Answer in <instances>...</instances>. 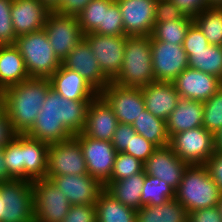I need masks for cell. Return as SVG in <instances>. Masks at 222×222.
<instances>
[{
	"instance_id": "obj_1",
	"label": "cell",
	"mask_w": 222,
	"mask_h": 222,
	"mask_svg": "<svg viewBox=\"0 0 222 222\" xmlns=\"http://www.w3.org/2000/svg\"><path fill=\"white\" fill-rule=\"evenodd\" d=\"M90 102L69 100L51 88L34 125L26 135L53 144L80 134L85 126Z\"/></svg>"
},
{
	"instance_id": "obj_2",
	"label": "cell",
	"mask_w": 222,
	"mask_h": 222,
	"mask_svg": "<svg viewBox=\"0 0 222 222\" xmlns=\"http://www.w3.org/2000/svg\"><path fill=\"white\" fill-rule=\"evenodd\" d=\"M51 85L48 78H28L3 90L2 108L17 134H26L34 125Z\"/></svg>"
},
{
	"instance_id": "obj_3",
	"label": "cell",
	"mask_w": 222,
	"mask_h": 222,
	"mask_svg": "<svg viewBox=\"0 0 222 222\" xmlns=\"http://www.w3.org/2000/svg\"><path fill=\"white\" fill-rule=\"evenodd\" d=\"M221 190L206 165H188L175 199L189 212L219 205Z\"/></svg>"
},
{
	"instance_id": "obj_4",
	"label": "cell",
	"mask_w": 222,
	"mask_h": 222,
	"mask_svg": "<svg viewBox=\"0 0 222 222\" xmlns=\"http://www.w3.org/2000/svg\"><path fill=\"white\" fill-rule=\"evenodd\" d=\"M112 82L132 88L155 82L150 36H127L122 67Z\"/></svg>"
},
{
	"instance_id": "obj_5",
	"label": "cell",
	"mask_w": 222,
	"mask_h": 222,
	"mask_svg": "<svg viewBox=\"0 0 222 222\" xmlns=\"http://www.w3.org/2000/svg\"><path fill=\"white\" fill-rule=\"evenodd\" d=\"M15 46L24 59L26 70L32 78H50L61 66L44 29L17 36Z\"/></svg>"
},
{
	"instance_id": "obj_6",
	"label": "cell",
	"mask_w": 222,
	"mask_h": 222,
	"mask_svg": "<svg viewBox=\"0 0 222 222\" xmlns=\"http://www.w3.org/2000/svg\"><path fill=\"white\" fill-rule=\"evenodd\" d=\"M0 222H34L32 181L0 183Z\"/></svg>"
},
{
	"instance_id": "obj_7",
	"label": "cell",
	"mask_w": 222,
	"mask_h": 222,
	"mask_svg": "<svg viewBox=\"0 0 222 222\" xmlns=\"http://www.w3.org/2000/svg\"><path fill=\"white\" fill-rule=\"evenodd\" d=\"M169 145L188 165H205L215 153V135L203 126L174 134Z\"/></svg>"
},
{
	"instance_id": "obj_8",
	"label": "cell",
	"mask_w": 222,
	"mask_h": 222,
	"mask_svg": "<svg viewBox=\"0 0 222 222\" xmlns=\"http://www.w3.org/2000/svg\"><path fill=\"white\" fill-rule=\"evenodd\" d=\"M34 222H62L71 204L51 179L32 181Z\"/></svg>"
},
{
	"instance_id": "obj_9",
	"label": "cell",
	"mask_w": 222,
	"mask_h": 222,
	"mask_svg": "<svg viewBox=\"0 0 222 222\" xmlns=\"http://www.w3.org/2000/svg\"><path fill=\"white\" fill-rule=\"evenodd\" d=\"M71 174H88L80 142L74 136L65 141L49 144L46 178Z\"/></svg>"
},
{
	"instance_id": "obj_10",
	"label": "cell",
	"mask_w": 222,
	"mask_h": 222,
	"mask_svg": "<svg viewBox=\"0 0 222 222\" xmlns=\"http://www.w3.org/2000/svg\"><path fill=\"white\" fill-rule=\"evenodd\" d=\"M74 137L80 142L88 174L104 185L110 179L117 155L112 142L94 139L82 132Z\"/></svg>"
},
{
	"instance_id": "obj_11",
	"label": "cell",
	"mask_w": 222,
	"mask_h": 222,
	"mask_svg": "<svg viewBox=\"0 0 222 222\" xmlns=\"http://www.w3.org/2000/svg\"><path fill=\"white\" fill-rule=\"evenodd\" d=\"M127 36L100 35L95 32L85 34L83 39L99 62L102 73L112 81L119 73L123 63Z\"/></svg>"
},
{
	"instance_id": "obj_12",
	"label": "cell",
	"mask_w": 222,
	"mask_h": 222,
	"mask_svg": "<svg viewBox=\"0 0 222 222\" xmlns=\"http://www.w3.org/2000/svg\"><path fill=\"white\" fill-rule=\"evenodd\" d=\"M154 79L158 82H173L188 68V56L181 44L151 40Z\"/></svg>"
},
{
	"instance_id": "obj_13",
	"label": "cell",
	"mask_w": 222,
	"mask_h": 222,
	"mask_svg": "<svg viewBox=\"0 0 222 222\" xmlns=\"http://www.w3.org/2000/svg\"><path fill=\"white\" fill-rule=\"evenodd\" d=\"M43 29L61 62L84 36L77 17L58 15L54 12L48 15Z\"/></svg>"
},
{
	"instance_id": "obj_14",
	"label": "cell",
	"mask_w": 222,
	"mask_h": 222,
	"mask_svg": "<svg viewBox=\"0 0 222 222\" xmlns=\"http://www.w3.org/2000/svg\"><path fill=\"white\" fill-rule=\"evenodd\" d=\"M99 94L111 106L119 123L132 125L146 110L141 88L122 87L111 81Z\"/></svg>"
},
{
	"instance_id": "obj_15",
	"label": "cell",
	"mask_w": 222,
	"mask_h": 222,
	"mask_svg": "<svg viewBox=\"0 0 222 222\" xmlns=\"http://www.w3.org/2000/svg\"><path fill=\"white\" fill-rule=\"evenodd\" d=\"M121 10L126 36H150L157 0H115Z\"/></svg>"
},
{
	"instance_id": "obj_16",
	"label": "cell",
	"mask_w": 222,
	"mask_h": 222,
	"mask_svg": "<svg viewBox=\"0 0 222 222\" xmlns=\"http://www.w3.org/2000/svg\"><path fill=\"white\" fill-rule=\"evenodd\" d=\"M61 64L79 73L99 93L111 82L100 70L99 62L84 39L71 50Z\"/></svg>"
},
{
	"instance_id": "obj_17",
	"label": "cell",
	"mask_w": 222,
	"mask_h": 222,
	"mask_svg": "<svg viewBox=\"0 0 222 222\" xmlns=\"http://www.w3.org/2000/svg\"><path fill=\"white\" fill-rule=\"evenodd\" d=\"M188 164L182 161L170 145L157 147L144 162V173L164 180L175 191Z\"/></svg>"
},
{
	"instance_id": "obj_18",
	"label": "cell",
	"mask_w": 222,
	"mask_h": 222,
	"mask_svg": "<svg viewBox=\"0 0 222 222\" xmlns=\"http://www.w3.org/2000/svg\"><path fill=\"white\" fill-rule=\"evenodd\" d=\"M181 98L204 102L222 86V80L194 68H186L172 82Z\"/></svg>"
},
{
	"instance_id": "obj_19",
	"label": "cell",
	"mask_w": 222,
	"mask_h": 222,
	"mask_svg": "<svg viewBox=\"0 0 222 222\" xmlns=\"http://www.w3.org/2000/svg\"><path fill=\"white\" fill-rule=\"evenodd\" d=\"M51 180L71 205L95 204L104 186L89 174L53 176Z\"/></svg>"
},
{
	"instance_id": "obj_20",
	"label": "cell",
	"mask_w": 222,
	"mask_h": 222,
	"mask_svg": "<svg viewBox=\"0 0 222 222\" xmlns=\"http://www.w3.org/2000/svg\"><path fill=\"white\" fill-rule=\"evenodd\" d=\"M118 123L111 106L98 94L89 103L82 133L94 139L111 142Z\"/></svg>"
},
{
	"instance_id": "obj_21",
	"label": "cell",
	"mask_w": 222,
	"mask_h": 222,
	"mask_svg": "<svg viewBox=\"0 0 222 222\" xmlns=\"http://www.w3.org/2000/svg\"><path fill=\"white\" fill-rule=\"evenodd\" d=\"M50 13L39 0H13L11 19L16 36L42 30Z\"/></svg>"
},
{
	"instance_id": "obj_22",
	"label": "cell",
	"mask_w": 222,
	"mask_h": 222,
	"mask_svg": "<svg viewBox=\"0 0 222 222\" xmlns=\"http://www.w3.org/2000/svg\"><path fill=\"white\" fill-rule=\"evenodd\" d=\"M51 88L62 97L76 101H92L99 92L79 73L61 66L49 78Z\"/></svg>"
},
{
	"instance_id": "obj_23",
	"label": "cell",
	"mask_w": 222,
	"mask_h": 222,
	"mask_svg": "<svg viewBox=\"0 0 222 222\" xmlns=\"http://www.w3.org/2000/svg\"><path fill=\"white\" fill-rule=\"evenodd\" d=\"M145 108L155 117L167 120L180 98L172 82H151L141 88Z\"/></svg>"
},
{
	"instance_id": "obj_24",
	"label": "cell",
	"mask_w": 222,
	"mask_h": 222,
	"mask_svg": "<svg viewBox=\"0 0 222 222\" xmlns=\"http://www.w3.org/2000/svg\"><path fill=\"white\" fill-rule=\"evenodd\" d=\"M203 114V102L180 97L176 108L166 120L169 137L203 126Z\"/></svg>"
},
{
	"instance_id": "obj_25",
	"label": "cell",
	"mask_w": 222,
	"mask_h": 222,
	"mask_svg": "<svg viewBox=\"0 0 222 222\" xmlns=\"http://www.w3.org/2000/svg\"><path fill=\"white\" fill-rule=\"evenodd\" d=\"M30 78L24 59L15 45L0 46V91Z\"/></svg>"
},
{
	"instance_id": "obj_26",
	"label": "cell",
	"mask_w": 222,
	"mask_h": 222,
	"mask_svg": "<svg viewBox=\"0 0 222 222\" xmlns=\"http://www.w3.org/2000/svg\"><path fill=\"white\" fill-rule=\"evenodd\" d=\"M48 150V143L24 134V180L46 178Z\"/></svg>"
},
{
	"instance_id": "obj_27",
	"label": "cell",
	"mask_w": 222,
	"mask_h": 222,
	"mask_svg": "<svg viewBox=\"0 0 222 222\" xmlns=\"http://www.w3.org/2000/svg\"><path fill=\"white\" fill-rule=\"evenodd\" d=\"M144 170L126 179L119 181H107L104 189L123 205L134 210L141 208V194L144 185Z\"/></svg>"
},
{
	"instance_id": "obj_28",
	"label": "cell",
	"mask_w": 222,
	"mask_h": 222,
	"mask_svg": "<svg viewBox=\"0 0 222 222\" xmlns=\"http://www.w3.org/2000/svg\"><path fill=\"white\" fill-rule=\"evenodd\" d=\"M136 222H188V211L174 198L162 205L142 206Z\"/></svg>"
},
{
	"instance_id": "obj_29",
	"label": "cell",
	"mask_w": 222,
	"mask_h": 222,
	"mask_svg": "<svg viewBox=\"0 0 222 222\" xmlns=\"http://www.w3.org/2000/svg\"><path fill=\"white\" fill-rule=\"evenodd\" d=\"M97 222H136L137 211L123 205L103 189L95 203Z\"/></svg>"
},
{
	"instance_id": "obj_30",
	"label": "cell",
	"mask_w": 222,
	"mask_h": 222,
	"mask_svg": "<svg viewBox=\"0 0 222 222\" xmlns=\"http://www.w3.org/2000/svg\"><path fill=\"white\" fill-rule=\"evenodd\" d=\"M137 134L152 142L157 147L169 145L170 137L167 132L166 121L155 117L148 110H144L132 124Z\"/></svg>"
},
{
	"instance_id": "obj_31",
	"label": "cell",
	"mask_w": 222,
	"mask_h": 222,
	"mask_svg": "<svg viewBox=\"0 0 222 222\" xmlns=\"http://www.w3.org/2000/svg\"><path fill=\"white\" fill-rule=\"evenodd\" d=\"M188 56V67L207 74L214 75L222 80V46L209 45L205 49L185 50Z\"/></svg>"
},
{
	"instance_id": "obj_32",
	"label": "cell",
	"mask_w": 222,
	"mask_h": 222,
	"mask_svg": "<svg viewBox=\"0 0 222 222\" xmlns=\"http://www.w3.org/2000/svg\"><path fill=\"white\" fill-rule=\"evenodd\" d=\"M193 22L200 28L209 44L222 46V7L203 10Z\"/></svg>"
},
{
	"instance_id": "obj_33",
	"label": "cell",
	"mask_w": 222,
	"mask_h": 222,
	"mask_svg": "<svg viewBox=\"0 0 222 222\" xmlns=\"http://www.w3.org/2000/svg\"><path fill=\"white\" fill-rule=\"evenodd\" d=\"M175 198V190L164 180L145 174L144 185L140 197L141 207L147 205H162Z\"/></svg>"
},
{
	"instance_id": "obj_34",
	"label": "cell",
	"mask_w": 222,
	"mask_h": 222,
	"mask_svg": "<svg viewBox=\"0 0 222 222\" xmlns=\"http://www.w3.org/2000/svg\"><path fill=\"white\" fill-rule=\"evenodd\" d=\"M192 23L193 19L190 17L165 23H155L150 38L151 40L183 45L187 30Z\"/></svg>"
},
{
	"instance_id": "obj_35",
	"label": "cell",
	"mask_w": 222,
	"mask_h": 222,
	"mask_svg": "<svg viewBox=\"0 0 222 222\" xmlns=\"http://www.w3.org/2000/svg\"><path fill=\"white\" fill-rule=\"evenodd\" d=\"M3 151L8 174L13 179L24 180V134H17Z\"/></svg>"
},
{
	"instance_id": "obj_36",
	"label": "cell",
	"mask_w": 222,
	"mask_h": 222,
	"mask_svg": "<svg viewBox=\"0 0 222 222\" xmlns=\"http://www.w3.org/2000/svg\"><path fill=\"white\" fill-rule=\"evenodd\" d=\"M95 33L109 36L125 35L121 10L115 0H104L103 24Z\"/></svg>"
},
{
	"instance_id": "obj_37",
	"label": "cell",
	"mask_w": 222,
	"mask_h": 222,
	"mask_svg": "<svg viewBox=\"0 0 222 222\" xmlns=\"http://www.w3.org/2000/svg\"><path fill=\"white\" fill-rule=\"evenodd\" d=\"M203 127L216 135L222 128V86L203 102Z\"/></svg>"
},
{
	"instance_id": "obj_38",
	"label": "cell",
	"mask_w": 222,
	"mask_h": 222,
	"mask_svg": "<svg viewBox=\"0 0 222 222\" xmlns=\"http://www.w3.org/2000/svg\"><path fill=\"white\" fill-rule=\"evenodd\" d=\"M104 17V0H92L77 16L82 33L95 32L102 24Z\"/></svg>"
},
{
	"instance_id": "obj_39",
	"label": "cell",
	"mask_w": 222,
	"mask_h": 222,
	"mask_svg": "<svg viewBox=\"0 0 222 222\" xmlns=\"http://www.w3.org/2000/svg\"><path fill=\"white\" fill-rule=\"evenodd\" d=\"M144 163L125 152H117L114 167L108 181L126 179L144 170Z\"/></svg>"
},
{
	"instance_id": "obj_40",
	"label": "cell",
	"mask_w": 222,
	"mask_h": 222,
	"mask_svg": "<svg viewBox=\"0 0 222 222\" xmlns=\"http://www.w3.org/2000/svg\"><path fill=\"white\" fill-rule=\"evenodd\" d=\"M13 0H0V46L15 45L16 34L11 19Z\"/></svg>"
},
{
	"instance_id": "obj_41",
	"label": "cell",
	"mask_w": 222,
	"mask_h": 222,
	"mask_svg": "<svg viewBox=\"0 0 222 222\" xmlns=\"http://www.w3.org/2000/svg\"><path fill=\"white\" fill-rule=\"evenodd\" d=\"M156 148L157 146L155 144L136 133L135 136L131 138L130 144L123 152L134 156L136 159L144 163Z\"/></svg>"
},
{
	"instance_id": "obj_42",
	"label": "cell",
	"mask_w": 222,
	"mask_h": 222,
	"mask_svg": "<svg viewBox=\"0 0 222 222\" xmlns=\"http://www.w3.org/2000/svg\"><path fill=\"white\" fill-rule=\"evenodd\" d=\"M186 16L171 0H157L155 9V23L184 19Z\"/></svg>"
},
{
	"instance_id": "obj_43",
	"label": "cell",
	"mask_w": 222,
	"mask_h": 222,
	"mask_svg": "<svg viewBox=\"0 0 222 222\" xmlns=\"http://www.w3.org/2000/svg\"><path fill=\"white\" fill-rule=\"evenodd\" d=\"M62 222H97L95 204L71 205Z\"/></svg>"
},
{
	"instance_id": "obj_44",
	"label": "cell",
	"mask_w": 222,
	"mask_h": 222,
	"mask_svg": "<svg viewBox=\"0 0 222 222\" xmlns=\"http://www.w3.org/2000/svg\"><path fill=\"white\" fill-rule=\"evenodd\" d=\"M207 38L204 36L200 28L193 22L187 30L183 41L184 50H199L209 46Z\"/></svg>"
},
{
	"instance_id": "obj_45",
	"label": "cell",
	"mask_w": 222,
	"mask_h": 222,
	"mask_svg": "<svg viewBox=\"0 0 222 222\" xmlns=\"http://www.w3.org/2000/svg\"><path fill=\"white\" fill-rule=\"evenodd\" d=\"M136 134L131 124L118 123L111 139L112 145L117 152H123L130 144L131 138Z\"/></svg>"
},
{
	"instance_id": "obj_46",
	"label": "cell",
	"mask_w": 222,
	"mask_h": 222,
	"mask_svg": "<svg viewBox=\"0 0 222 222\" xmlns=\"http://www.w3.org/2000/svg\"><path fill=\"white\" fill-rule=\"evenodd\" d=\"M186 16L194 19L203 10L210 8L208 0H171Z\"/></svg>"
},
{
	"instance_id": "obj_47",
	"label": "cell",
	"mask_w": 222,
	"mask_h": 222,
	"mask_svg": "<svg viewBox=\"0 0 222 222\" xmlns=\"http://www.w3.org/2000/svg\"><path fill=\"white\" fill-rule=\"evenodd\" d=\"M188 222H222L218 206L199 209L188 213Z\"/></svg>"
},
{
	"instance_id": "obj_48",
	"label": "cell",
	"mask_w": 222,
	"mask_h": 222,
	"mask_svg": "<svg viewBox=\"0 0 222 222\" xmlns=\"http://www.w3.org/2000/svg\"><path fill=\"white\" fill-rule=\"evenodd\" d=\"M90 1L92 0H61L53 12L58 15L77 17Z\"/></svg>"
},
{
	"instance_id": "obj_49",
	"label": "cell",
	"mask_w": 222,
	"mask_h": 222,
	"mask_svg": "<svg viewBox=\"0 0 222 222\" xmlns=\"http://www.w3.org/2000/svg\"><path fill=\"white\" fill-rule=\"evenodd\" d=\"M16 135L7 113L2 108L0 110V148H4Z\"/></svg>"
},
{
	"instance_id": "obj_50",
	"label": "cell",
	"mask_w": 222,
	"mask_h": 222,
	"mask_svg": "<svg viewBox=\"0 0 222 222\" xmlns=\"http://www.w3.org/2000/svg\"><path fill=\"white\" fill-rule=\"evenodd\" d=\"M205 165L222 192V152L215 151Z\"/></svg>"
},
{
	"instance_id": "obj_51",
	"label": "cell",
	"mask_w": 222,
	"mask_h": 222,
	"mask_svg": "<svg viewBox=\"0 0 222 222\" xmlns=\"http://www.w3.org/2000/svg\"><path fill=\"white\" fill-rule=\"evenodd\" d=\"M13 178L8 174L5 162H4V151L0 148V183L8 182Z\"/></svg>"
},
{
	"instance_id": "obj_52",
	"label": "cell",
	"mask_w": 222,
	"mask_h": 222,
	"mask_svg": "<svg viewBox=\"0 0 222 222\" xmlns=\"http://www.w3.org/2000/svg\"><path fill=\"white\" fill-rule=\"evenodd\" d=\"M43 3L51 12H53L60 4L61 0H39Z\"/></svg>"
},
{
	"instance_id": "obj_53",
	"label": "cell",
	"mask_w": 222,
	"mask_h": 222,
	"mask_svg": "<svg viewBox=\"0 0 222 222\" xmlns=\"http://www.w3.org/2000/svg\"><path fill=\"white\" fill-rule=\"evenodd\" d=\"M215 149L218 152H222V128L221 130L215 135Z\"/></svg>"
},
{
	"instance_id": "obj_54",
	"label": "cell",
	"mask_w": 222,
	"mask_h": 222,
	"mask_svg": "<svg viewBox=\"0 0 222 222\" xmlns=\"http://www.w3.org/2000/svg\"><path fill=\"white\" fill-rule=\"evenodd\" d=\"M211 7H222V0H208Z\"/></svg>"
},
{
	"instance_id": "obj_55",
	"label": "cell",
	"mask_w": 222,
	"mask_h": 222,
	"mask_svg": "<svg viewBox=\"0 0 222 222\" xmlns=\"http://www.w3.org/2000/svg\"><path fill=\"white\" fill-rule=\"evenodd\" d=\"M218 207L220 208V212H221V216H222V194H221V197H220V201H219Z\"/></svg>"
},
{
	"instance_id": "obj_56",
	"label": "cell",
	"mask_w": 222,
	"mask_h": 222,
	"mask_svg": "<svg viewBox=\"0 0 222 222\" xmlns=\"http://www.w3.org/2000/svg\"><path fill=\"white\" fill-rule=\"evenodd\" d=\"M2 109V93L0 91V110Z\"/></svg>"
}]
</instances>
